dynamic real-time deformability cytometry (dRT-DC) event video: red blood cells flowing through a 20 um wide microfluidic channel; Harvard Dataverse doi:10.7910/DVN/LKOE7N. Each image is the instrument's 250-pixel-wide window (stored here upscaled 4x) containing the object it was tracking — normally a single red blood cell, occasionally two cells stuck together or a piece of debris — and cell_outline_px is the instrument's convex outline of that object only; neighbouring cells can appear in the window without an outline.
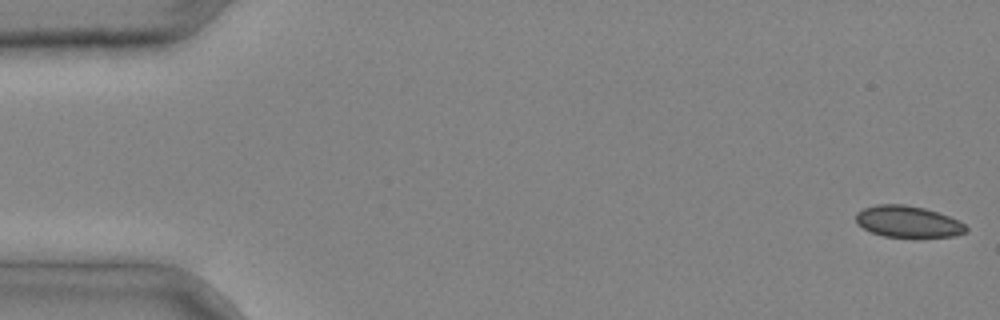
{"species": "common noctule bat (a hibernating species)", "species_latin": "Nyctalus noctula", "temperature_condition": "cold", "stored_images_in_passage": 5, "camera_frame_rate_fps": 3000, "um_per_image_px": 0.085, "animal": {"sex": "male", "body_mass_g": 20.4}, "frame": {"image": 1, "passage_image": 1, "time_ms": 0.0, "image_size_px": [1000, 320], "cell_outline_px": [[968, 232], [956, 236], [884, 236], [872, 232], [856, 224], [856, 212], [864, 208], [876, 204], [904, 204], [924, 208], [948, 216], [964, 224], [968, 228]], "centroid_in_image_um": [77.15, 18.82], "position_along_channel_um": 7.8, "area_um2": 19.94}}